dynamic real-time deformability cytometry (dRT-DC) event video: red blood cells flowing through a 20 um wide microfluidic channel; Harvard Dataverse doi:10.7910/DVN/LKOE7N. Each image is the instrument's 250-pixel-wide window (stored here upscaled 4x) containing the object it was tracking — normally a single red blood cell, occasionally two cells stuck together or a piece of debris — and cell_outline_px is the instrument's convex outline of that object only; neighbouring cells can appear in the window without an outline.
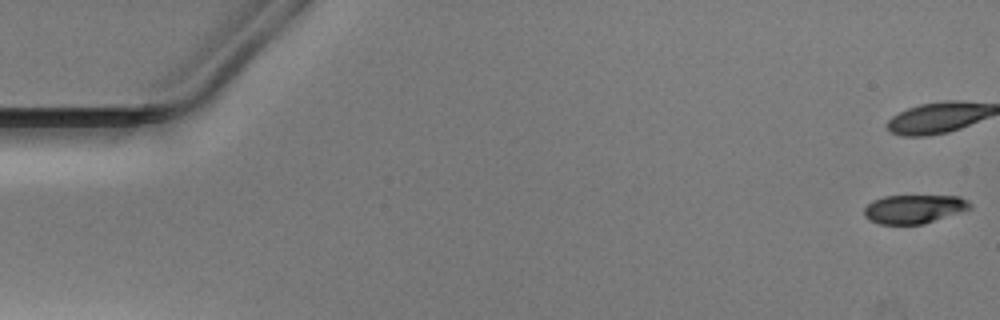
{"species": "Egyptian fruit bat (a non-hibernating species)", "species_latin": "Rousettus aegyptiacus", "temperature_condition": "warm", "stored_images_in_passage": 41, "camera_frame_rate_fps": 3000, "um_per_image_px": 0.085, "animal": {"sex": "male"}, "frame": {"image": 1, "passage_image": 1, "time_ms": 0.0, "image_size_px": [1000, 320], "cell_outline_px": [[972, 208], [924, 224], [880, 224], [868, 220], [864, 216], [864, 208], [872, 200], [884, 196], [960, 196], [968, 200], [972, 204]], "centroid_in_image_um": [77.69, 17.76], "position_along_channel_um": 7.3, "area_um2": 17.8}}